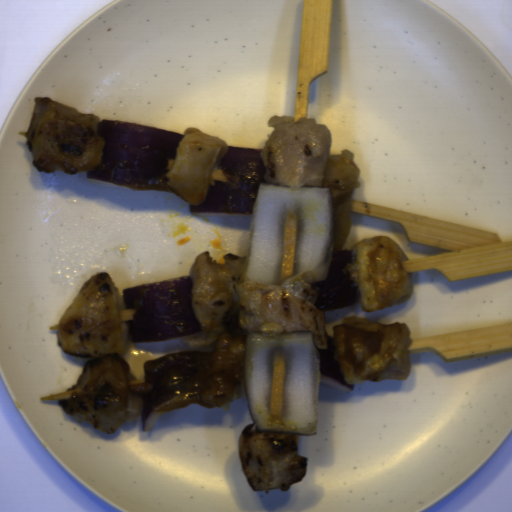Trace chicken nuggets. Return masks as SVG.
<instances>
[{"label":"chicken nuggets","mask_w":512,"mask_h":512,"mask_svg":"<svg viewBox=\"0 0 512 512\" xmlns=\"http://www.w3.org/2000/svg\"><path fill=\"white\" fill-rule=\"evenodd\" d=\"M336 360L346 381H405L412 369L413 343L407 323L381 324L347 316L332 327Z\"/></svg>","instance_id":"2cc3b61b"},{"label":"chicken nuggets","mask_w":512,"mask_h":512,"mask_svg":"<svg viewBox=\"0 0 512 512\" xmlns=\"http://www.w3.org/2000/svg\"><path fill=\"white\" fill-rule=\"evenodd\" d=\"M267 126L272 131L260 153L266 168L265 182L282 187L328 188L333 199V252L340 250L352 230L351 203L360 188L361 171L355 154L342 150L330 154L332 132L315 118L275 115Z\"/></svg>","instance_id":"cc037f56"},{"label":"chicken nuggets","mask_w":512,"mask_h":512,"mask_svg":"<svg viewBox=\"0 0 512 512\" xmlns=\"http://www.w3.org/2000/svg\"><path fill=\"white\" fill-rule=\"evenodd\" d=\"M239 461L252 491L282 490L305 476L308 457L299 454V435L259 432L248 424L239 436Z\"/></svg>","instance_id":"7819a8a1"},{"label":"chicken nuggets","mask_w":512,"mask_h":512,"mask_svg":"<svg viewBox=\"0 0 512 512\" xmlns=\"http://www.w3.org/2000/svg\"><path fill=\"white\" fill-rule=\"evenodd\" d=\"M229 146L219 137L189 127L176 150L175 158L167 162L166 177L170 191L193 205H200L208 195L215 169L228 153Z\"/></svg>","instance_id":"80899664"},{"label":"chicken nuggets","mask_w":512,"mask_h":512,"mask_svg":"<svg viewBox=\"0 0 512 512\" xmlns=\"http://www.w3.org/2000/svg\"><path fill=\"white\" fill-rule=\"evenodd\" d=\"M122 293L106 271L87 279L62 313L56 338L65 353L87 359L77 382L58 400L63 412L104 434L117 432L129 420L142 418L143 397L132 393L137 380L126 359L131 338ZM138 381V380H137Z\"/></svg>","instance_id":"f4ed5422"},{"label":"chicken nuggets","mask_w":512,"mask_h":512,"mask_svg":"<svg viewBox=\"0 0 512 512\" xmlns=\"http://www.w3.org/2000/svg\"><path fill=\"white\" fill-rule=\"evenodd\" d=\"M353 264L344 268L358 288L360 305L366 312H377L401 305L414 289L412 274L402 261L408 260L398 242L390 236L364 238L350 250Z\"/></svg>","instance_id":"73b27043"},{"label":"chicken nuggets","mask_w":512,"mask_h":512,"mask_svg":"<svg viewBox=\"0 0 512 512\" xmlns=\"http://www.w3.org/2000/svg\"><path fill=\"white\" fill-rule=\"evenodd\" d=\"M217 263L209 251L193 258L192 309L201 331L183 341L212 346L202 406L215 409L245 394L248 333L310 332L328 348L324 310L315 306L313 273L303 270L279 284L242 280L246 256L227 253Z\"/></svg>","instance_id":"90cb4de2"},{"label":"chicken nuggets","mask_w":512,"mask_h":512,"mask_svg":"<svg viewBox=\"0 0 512 512\" xmlns=\"http://www.w3.org/2000/svg\"><path fill=\"white\" fill-rule=\"evenodd\" d=\"M100 117L81 112L49 97H34L30 123L24 134L37 171L66 175L91 171L103 158L104 138L98 133Z\"/></svg>","instance_id":"bb5aeace"}]
</instances>
